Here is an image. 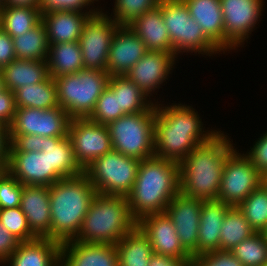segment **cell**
<instances>
[{"instance_id": "6da1fadb", "label": "cell", "mask_w": 267, "mask_h": 266, "mask_svg": "<svg viewBox=\"0 0 267 266\" xmlns=\"http://www.w3.org/2000/svg\"><path fill=\"white\" fill-rule=\"evenodd\" d=\"M155 103L156 157L180 163L194 148L220 132L204 131L198 112L191 106L174 104L162 107Z\"/></svg>"}, {"instance_id": "7a4b0ae2", "label": "cell", "mask_w": 267, "mask_h": 266, "mask_svg": "<svg viewBox=\"0 0 267 266\" xmlns=\"http://www.w3.org/2000/svg\"><path fill=\"white\" fill-rule=\"evenodd\" d=\"M224 132L194 148L180 163V193L191 198L218 200L226 158L235 150Z\"/></svg>"}, {"instance_id": "3957f363", "label": "cell", "mask_w": 267, "mask_h": 266, "mask_svg": "<svg viewBox=\"0 0 267 266\" xmlns=\"http://www.w3.org/2000/svg\"><path fill=\"white\" fill-rule=\"evenodd\" d=\"M179 193V163L156 156L143 159L127 195L131 215L138 222L147 215L163 213Z\"/></svg>"}, {"instance_id": "277c9868", "label": "cell", "mask_w": 267, "mask_h": 266, "mask_svg": "<svg viewBox=\"0 0 267 266\" xmlns=\"http://www.w3.org/2000/svg\"><path fill=\"white\" fill-rule=\"evenodd\" d=\"M96 194L84 173L61 179L49 187L51 240L62 245L77 237Z\"/></svg>"}, {"instance_id": "5b68a950", "label": "cell", "mask_w": 267, "mask_h": 266, "mask_svg": "<svg viewBox=\"0 0 267 266\" xmlns=\"http://www.w3.org/2000/svg\"><path fill=\"white\" fill-rule=\"evenodd\" d=\"M136 227L137 221L131 215L127 196L97 193L74 240L115 245Z\"/></svg>"}, {"instance_id": "8992f818", "label": "cell", "mask_w": 267, "mask_h": 266, "mask_svg": "<svg viewBox=\"0 0 267 266\" xmlns=\"http://www.w3.org/2000/svg\"><path fill=\"white\" fill-rule=\"evenodd\" d=\"M106 71L82 69L77 73L53 78L59 106L71 119L88 118L101 93L108 85Z\"/></svg>"}, {"instance_id": "52a82bcc", "label": "cell", "mask_w": 267, "mask_h": 266, "mask_svg": "<svg viewBox=\"0 0 267 266\" xmlns=\"http://www.w3.org/2000/svg\"><path fill=\"white\" fill-rule=\"evenodd\" d=\"M156 103L146 112L125 114L106 126L112 149L138 160L155 156Z\"/></svg>"}, {"instance_id": "ba28073f", "label": "cell", "mask_w": 267, "mask_h": 266, "mask_svg": "<svg viewBox=\"0 0 267 266\" xmlns=\"http://www.w3.org/2000/svg\"><path fill=\"white\" fill-rule=\"evenodd\" d=\"M161 10L175 55L198 52L211 56L221 52L205 36L182 0H161Z\"/></svg>"}, {"instance_id": "9c48e42d", "label": "cell", "mask_w": 267, "mask_h": 266, "mask_svg": "<svg viewBox=\"0 0 267 266\" xmlns=\"http://www.w3.org/2000/svg\"><path fill=\"white\" fill-rule=\"evenodd\" d=\"M140 161L112 149L95 159L84 169V174L98 194L127 196L137 177Z\"/></svg>"}, {"instance_id": "30bf717a", "label": "cell", "mask_w": 267, "mask_h": 266, "mask_svg": "<svg viewBox=\"0 0 267 266\" xmlns=\"http://www.w3.org/2000/svg\"><path fill=\"white\" fill-rule=\"evenodd\" d=\"M262 174L245 155L235 149L225 160L218 200L238 207L261 185Z\"/></svg>"}, {"instance_id": "8fae6325", "label": "cell", "mask_w": 267, "mask_h": 266, "mask_svg": "<svg viewBox=\"0 0 267 266\" xmlns=\"http://www.w3.org/2000/svg\"><path fill=\"white\" fill-rule=\"evenodd\" d=\"M118 27L116 21L102 9L87 17L78 41L84 69L107 70L111 41Z\"/></svg>"}, {"instance_id": "7c38bea8", "label": "cell", "mask_w": 267, "mask_h": 266, "mask_svg": "<svg viewBox=\"0 0 267 266\" xmlns=\"http://www.w3.org/2000/svg\"><path fill=\"white\" fill-rule=\"evenodd\" d=\"M67 136L71 141L75 159L83 170L95 159L112 150L107 126L88 118L71 119Z\"/></svg>"}, {"instance_id": "4fadbf2b", "label": "cell", "mask_w": 267, "mask_h": 266, "mask_svg": "<svg viewBox=\"0 0 267 266\" xmlns=\"http://www.w3.org/2000/svg\"><path fill=\"white\" fill-rule=\"evenodd\" d=\"M71 118L60 106L52 109L16 108L10 135L67 137Z\"/></svg>"}, {"instance_id": "5bb4252c", "label": "cell", "mask_w": 267, "mask_h": 266, "mask_svg": "<svg viewBox=\"0 0 267 266\" xmlns=\"http://www.w3.org/2000/svg\"><path fill=\"white\" fill-rule=\"evenodd\" d=\"M224 33L225 51L235 49L249 38L258 18L262 15L263 0H220ZM250 33V34H249Z\"/></svg>"}, {"instance_id": "9a60e30c", "label": "cell", "mask_w": 267, "mask_h": 266, "mask_svg": "<svg viewBox=\"0 0 267 266\" xmlns=\"http://www.w3.org/2000/svg\"><path fill=\"white\" fill-rule=\"evenodd\" d=\"M203 199L177 194L165 209L179 236L182 247L193 257L197 256L200 212Z\"/></svg>"}, {"instance_id": "2e32d148", "label": "cell", "mask_w": 267, "mask_h": 266, "mask_svg": "<svg viewBox=\"0 0 267 266\" xmlns=\"http://www.w3.org/2000/svg\"><path fill=\"white\" fill-rule=\"evenodd\" d=\"M137 227L148 238L153 253L173 258L192 259L180 244L176 228L165 212L141 218L137 222Z\"/></svg>"}, {"instance_id": "e0dca14e", "label": "cell", "mask_w": 267, "mask_h": 266, "mask_svg": "<svg viewBox=\"0 0 267 266\" xmlns=\"http://www.w3.org/2000/svg\"><path fill=\"white\" fill-rule=\"evenodd\" d=\"M176 57L178 56L174 53L148 50L125 76L150 99L151 93L159 89L160 85L168 79Z\"/></svg>"}, {"instance_id": "ac0fdd59", "label": "cell", "mask_w": 267, "mask_h": 266, "mask_svg": "<svg viewBox=\"0 0 267 266\" xmlns=\"http://www.w3.org/2000/svg\"><path fill=\"white\" fill-rule=\"evenodd\" d=\"M147 51L137 34L128 26H119L111 41L106 72L110 77L125 75Z\"/></svg>"}, {"instance_id": "d6986e66", "label": "cell", "mask_w": 267, "mask_h": 266, "mask_svg": "<svg viewBox=\"0 0 267 266\" xmlns=\"http://www.w3.org/2000/svg\"><path fill=\"white\" fill-rule=\"evenodd\" d=\"M6 170L22 185L51 186L61 178L49 170L45 152H10Z\"/></svg>"}, {"instance_id": "ffe728a7", "label": "cell", "mask_w": 267, "mask_h": 266, "mask_svg": "<svg viewBox=\"0 0 267 266\" xmlns=\"http://www.w3.org/2000/svg\"><path fill=\"white\" fill-rule=\"evenodd\" d=\"M60 266H119L116 246L76 240L61 245Z\"/></svg>"}, {"instance_id": "44dd1931", "label": "cell", "mask_w": 267, "mask_h": 266, "mask_svg": "<svg viewBox=\"0 0 267 266\" xmlns=\"http://www.w3.org/2000/svg\"><path fill=\"white\" fill-rule=\"evenodd\" d=\"M20 208L38 238L51 239L49 186L23 185Z\"/></svg>"}, {"instance_id": "7402d4cb", "label": "cell", "mask_w": 267, "mask_h": 266, "mask_svg": "<svg viewBox=\"0 0 267 266\" xmlns=\"http://www.w3.org/2000/svg\"><path fill=\"white\" fill-rule=\"evenodd\" d=\"M85 11L52 10L41 13V21L46 27L48 43L79 41L85 20L99 9Z\"/></svg>"}, {"instance_id": "603a6c76", "label": "cell", "mask_w": 267, "mask_h": 266, "mask_svg": "<svg viewBox=\"0 0 267 266\" xmlns=\"http://www.w3.org/2000/svg\"><path fill=\"white\" fill-rule=\"evenodd\" d=\"M205 36L225 54V33L220 0H182Z\"/></svg>"}, {"instance_id": "cb8c5ba5", "label": "cell", "mask_w": 267, "mask_h": 266, "mask_svg": "<svg viewBox=\"0 0 267 266\" xmlns=\"http://www.w3.org/2000/svg\"><path fill=\"white\" fill-rule=\"evenodd\" d=\"M127 26L140 37L147 50L174 53L162 17L161 0L159 5L134 19Z\"/></svg>"}, {"instance_id": "d4e9b609", "label": "cell", "mask_w": 267, "mask_h": 266, "mask_svg": "<svg viewBox=\"0 0 267 266\" xmlns=\"http://www.w3.org/2000/svg\"><path fill=\"white\" fill-rule=\"evenodd\" d=\"M231 206L219 200H203L200 212L197 256L220 250L223 219Z\"/></svg>"}, {"instance_id": "484cf974", "label": "cell", "mask_w": 267, "mask_h": 266, "mask_svg": "<svg viewBox=\"0 0 267 266\" xmlns=\"http://www.w3.org/2000/svg\"><path fill=\"white\" fill-rule=\"evenodd\" d=\"M61 244L49 238L19 242L9 266H60Z\"/></svg>"}, {"instance_id": "4316f807", "label": "cell", "mask_w": 267, "mask_h": 266, "mask_svg": "<svg viewBox=\"0 0 267 266\" xmlns=\"http://www.w3.org/2000/svg\"><path fill=\"white\" fill-rule=\"evenodd\" d=\"M42 152L48 156L49 170H53L61 179L84 173L75 159L68 136L42 137Z\"/></svg>"}, {"instance_id": "83f0119b", "label": "cell", "mask_w": 267, "mask_h": 266, "mask_svg": "<svg viewBox=\"0 0 267 266\" xmlns=\"http://www.w3.org/2000/svg\"><path fill=\"white\" fill-rule=\"evenodd\" d=\"M0 72L3 76L4 86L14 92L20 87L30 86L45 81L49 77L46 60L15 59Z\"/></svg>"}, {"instance_id": "f1b7e54d", "label": "cell", "mask_w": 267, "mask_h": 266, "mask_svg": "<svg viewBox=\"0 0 267 266\" xmlns=\"http://www.w3.org/2000/svg\"><path fill=\"white\" fill-rule=\"evenodd\" d=\"M46 62L49 76L53 78L77 73L84 69L78 41L49 44Z\"/></svg>"}, {"instance_id": "f546056e", "label": "cell", "mask_w": 267, "mask_h": 266, "mask_svg": "<svg viewBox=\"0 0 267 266\" xmlns=\"http://www.w3.org/2000/svg\"><path fill=\"white\" fill-rule=\"evenodd\" d=\"M17 108L52 109L59 106L57 88L53 77L30 86L20 87L14 91Z\"/></svg>"}, {"instance_id": "4dcf8cb0", "label": "cell", "mask_w": 267, "mask_h": 266, "mask_svg": "<svg viewBox=\"0 0 267 266\" xmlns=\"http://www.w3.org/2000/svg\"><path fill=\"white\" fill-rule=\"evenodd\" d=\"M119 266H149L153 250L148 238L136 227L115 244Z\"/></svg>"}, {"instance_id": "1f68e13d", "label": "cell", "mask_w": 267, "mask_h": 266, "mask_svg": "<svg viewBox=\"0 0 267 266\" xmlns=\"http://www.w3.org/2000/svg\"><path fill=\"white\" fill-rule=\"evenodd\" d=\"M108 85L118 95L119 109L124 114L146 112L155 104L125 75L110 77Z\"/></svg>"}, {"instance_id": "d6a6232c", "label": "cell", "mask_w": 267, "mask_h": 266, "mask_svg": "<svg viewBox=\"0 0 267 266\" xmlns=\"http://www.w3.org/2000/svg\"><path fill=\"white\" fill-rule=\"evenodd\" d=\"M40 21L39 7L0 6V27L12 38L30 31Z\"/></svg>"}, {"instance_id": "836d02e7", "label": "cell", "mask_w": 267, "mask_h": 266, "mask_svg": "<svg viewBox=\"0 0 267 266\" xmlns=\"http://www.w3.org/2000/svg\"><path fill=\"white\" fill-rule=\"evenodd\" d=\"M12 39L17 59L34 61L47 59L49 43L46 27L42 21L25 34Z\"/></svg>"}, {"instance_id": "e575fe53", "label": "cell", "mask_w": 267, "mask_h": 266, "mask_svg": "<svg viewBox=\"0 0 267 266\" xmlns=\"http://www.w3.org/2000/svg\"><path fill=\"white\" fill-rule=\"evenodd\" d=\"M255 231L238 207H231L223 219L220 233V250L231 251L241 241L250 238Z\"/></svg>"}, {"instance_id": "d590c367", "label": "cell", "mask_w": 267, "mask_h": 266, "mask_svg": "<svg viewBox=\"0 0 267 266\" xmlns=\"http://www.w3.org/2000/svg\"><path fill=\"white\" fill-rule=\"evenodd\" d=\"M238 209L255 233L267 230V191L260 185L239 206Z\"/></svg>"}, {"instance_id": "8d00e7d4", "label": "cell", "mask_w": 267, "mask_h": 266, "mask_svg": "<svg viewBox=\"0 0 267 266\" xmlns=\"http://www.w3.org/2000/svg\"><path fill=\"white\" fill-rule=\"evenodd\" d=\"M230 252L244 266H266L267 238L264 233H255L241 241Z\"/></svg>"}, {"instance_id": "74e56055", "label": "cell", "mask_w": 267, "mask_h": 266, "mask_svg": "<svg viewBox=\"0 0 267 266\" xmlns=\"http://www.w3.org/2000/svg\"><path fill=\"white\" fill-rule=\"evenodd\" d=\"M123 115L125 114L119 109L118 95L107 85L88 119L98 124L107 125Z\"/></svg>"}, {"instance_id": "f35d334b", "label": "cell", "mask_w": 267, "mask_h": 266, "mask_svg": "<svg viewBox=\"0 0 267 266\" xmlns=\"http://www.w3.org/2000/svg\"><path fill=\"white\" fill-rule=\"evenodd\" d=\"M0 223L20 242L38 238L31 230L20 206L0 209Z\"/></svg>"}, {"instance_id": "ab89813d", "label": "cell", "mask_w": 267, "mask_h": 266, "mask_svg": "<svg viewBox=\"0 0 267 266\" xmlns=\"http://www.w3.org/2000/svg\"><path fill=\"white\" fill-rule=\"evenodd\" d=\"M160 0H115L113 19L119 26H127L150 9L159 5Z\"/></svg>"}, {"instance_id": "60d3db41", "label": "cell", "mask_w": 267, "mask_h": 266, "mask_svg": "<svg viewBox=\"0 0 267 266\" xmlns=\"http://www.w3.org/2000/svg\"><path fill=\"white\" fill-rule=\"evenodd\" d=\"M23 185L7 170L0 176V209L20 206Z\"/></svg>"}, {"instance_id": "b9f144b4", "label": "cell", "mask_w": 267, "mask_h": 266, "mask_svg": "<svg viewBox=\"0 0 267 266\" xmlns=\"http://www.w3.org/2000/svg\"><path fill=\"white\" fill-rule=\"evenodd\" d=\"M191 266H244L230 251L217 250L192 258Z\"/></svg>"}, {"instance_id": "7bdbcfd3", "label": "cell", "mask_w": 267, "mask_h": 266, "mask_svg": "<svg viewBox=\"0 0 267 266\" xmlns=\"http://www.w3.org/2000/svg\"><path fill=\"white\" fill-rule=\"evenodd\" d=\"M94 1L98 0H40L39 9L40 13L52 10L83 11Z\"/></svg>"}, {"instance_id": "ee69618b", "label": "cell", "mask_w": 267, "mask_h": 266, "mask_svg": "<svg viewBox=\"0 0 267 266\" xmlns=\"http://www.w3.org/2000/svg\"><path fill=\"white\" fill-rule=\"evenodd\" d=\"M258 139L254 146L250 147L251 150L245 155L263 175L267 173V132Z\"/></svg>"}, {"instance_id": "f6af8a7d", "label": "cell", "mask_w": 267, "mask_h": 266, "mask_svg": "<svg viewBox=\"0 0 267 266\" xmlns=\"http://www.w3.org/2000/svg\"><path fill=\"white\" fill-rule=\"evenodd\" d=\"M10 152H41L42 136L38 135H10Z\"/></svg>"}, {"instance_id": "bcb514c9", "label": "cell", "mask_w": 267, "mask_h": 266, "mask_svg": "<svg viewBox=\"0 0 267 266\" xmlns=\"http://www.w3.org/2000/svg\"><path fill=\"white\" fill-rule=\"evenodd\" d=\"M14 92L5 88L0 92V124L10 126L16 112Z\"/></svg>"}, {"instance_id": "7dc6e473", "label": "cell", "mask_w": 267, "mask_h": 266, "mask_svg": "<svg viewBox=\"0 0 267 266\" xmlns=\"http://www.w3.org/2000/svg\"><path fill=\"white\" fill-rule=\"evenodd\" d=\"M19 240H17L4 226L0 223V263L6 265V261L16 250Z\"/></svg>"}, {"instance_id": "c3c4849f", "label": "cell", "mask_w": 267, "mask_h": 266, "mask_svg": "<svg viewBox=\"0 0 267 266\" xmlns=\"http://www.w3.org/2000/svg\"><path fill=\"white\" fill-rule=\"evenodd\" d=\"M15 59L13 39L0 27V70Z\"/></svg>"}, {"instance_id": "681fc988", "label": "cell", "mask_w": 267, "mask_h": 266, "mask_svg": "<svg viewBox=\"0 0 267 266\" xmlns=\"http://www.w3.org/2000/svg\"><path fill=\"white\" fill-rule=\"evenodd\" d=\"M192 259L173 258L167 255L153 253L149 266H191Z\"/></svg>"}, {"instance_id": "f907efd6", "label": "cell", "mask_w": 267, "mask_h": 266, "mask_svg": "<svg viewBox=\"0 0 267 266\" xmlns=\"http://www.w3.org/2000/svg\"><path fill=\"white\" fill-rule=\"evenodd\" d=\"M11 148V136L9 127L0 124V163H3L6 167L9 163Z\"/></svg>"}, {"instance_id": "816d5d0a", "label": "cell", "mask_w": 267, "mask_h": 266, "mask_svg": "<svg viewBox=\"0 0 267 266\" xmlns=\"http://www.w3.org/2000/svg\"><path fill=\"white\" fill-rule=\"evenodd\" d=\"M40 0H5L2 6H27L39 7Z\"/></svg>"}, {"instance_id": "f5cc1de1", "label": "cell", "mask_w": 267, "mask_h": 266, "mask_svg": "<svg viewBox=\"0 0 267 266\" xmlns=\"http://www.w3.org/2000/svg\"><path fill=\"white\" fill-rule=\"evenodd\" d=\"M261 185L267 191V173H265V174L262 175Z\"/></svg>"}, {"instance_id": "db71d44e", "label": "cell", "mask_w": 267, "mask_h": 266, "mask_svg": "<svg viewBox=\"0 0 267 266\" xmlns=\"http://www.w3.org/2000/svg\"><path fill=\"white\" fill-rule=\"evenodd\" d=\"M5 89L2 73L0 72V92Z\"/></svg>"}, {"instance_id": "11a10c76", "label": "cell", "mask_w": 267, "mask_h": 266, "mask_svg": "<svg viewBox=\"0 0 267 266\" xmlns=\"http://www.w3.org/2000/svg\"><path fill=\"white\" fill-rule=\"evenodd\" d=\"M6 171V166L3 163H0V176Z\"/></svg>"}, {"instance_id": "9f6ffc18", "label": "cell", "mask_w": 267, "mask_h": 266, "mask_svg": "<svg viewBox=\"0 0 267 266\" xmlns=\"http://www.w3.org/2000/svg\"><path fill=\"white\" fill-rule=\"evenodd\" d=\"M5 0H0V6L4 5Z\"/></svg>"}]
</instances>
